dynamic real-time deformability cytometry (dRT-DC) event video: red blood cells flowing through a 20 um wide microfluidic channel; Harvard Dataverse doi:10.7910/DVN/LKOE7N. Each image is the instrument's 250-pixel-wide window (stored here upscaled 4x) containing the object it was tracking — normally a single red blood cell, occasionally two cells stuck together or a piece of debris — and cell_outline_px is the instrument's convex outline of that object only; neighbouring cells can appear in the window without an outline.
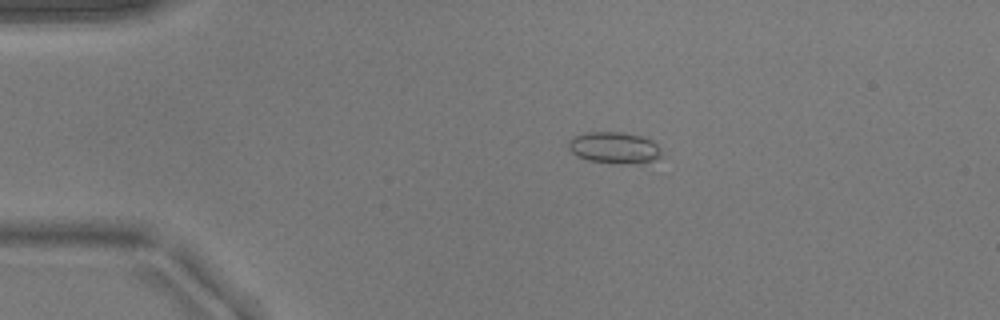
{"species": "common noctule bat (a hibernating species)", "species_latin": "Nyctalus noctula", "temperature_condition": "warm", "stored_images_in_passage": 42, "camera_frame_rate_fps": 3000, "um_per_image_px": 0.085, "animal": {"sex": "male", "body_mass_g": 17.9}, "frame": {"image": 1, "passage_image": 1, "time_ms": 0.0, "image_size_px": [1000, 320], "cell_outline_px": [[660, 156], [656, 160], [640, 164], [612, 164], [588, 160], [576, 156], [568, 148], [568, 140], [572, 136], [588, 132], [624, 132], [640, 136], [652, 140], [660, 148]], "centroid_in_image_um": [52.2, 12.57], "position_along_channel_um": 32.8, "area_um2": 17.46}}
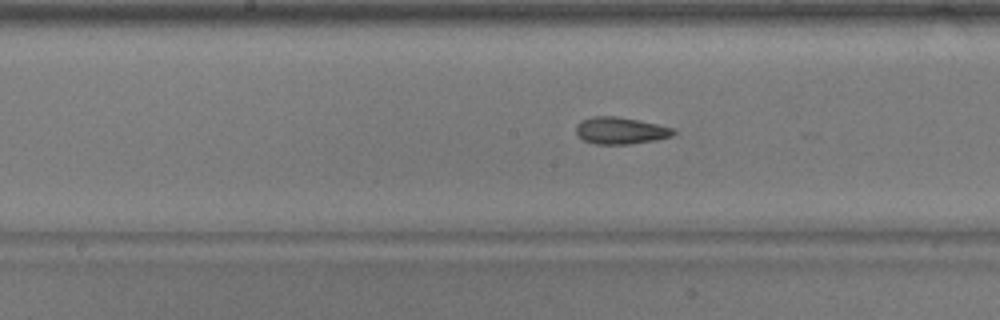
{"frame": {"image": 2, "passage_image": 17, "time_ms": 5.333, "image_size_px": [1000, 320], "cell_outline_px": [[676, 132], [672, 136], [656, 140], [628, 144], [596, 144], [584, 140], [576, 132], [576, 124], [580, 120], [592, 116], [616, 116], [640, 120], [672, 128]], "centroid_in_image_um": [52.72, 11.09], "position_along_channel_um": 195.5, "area_um2": 15.26}}
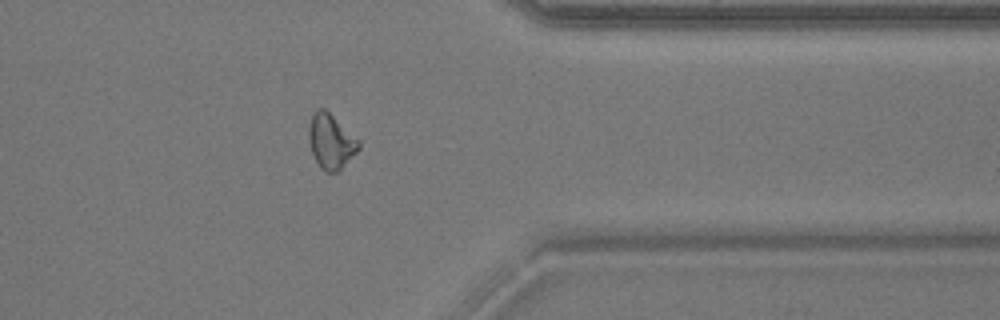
{"frame": {"image": 3, "passage_image": 32, "time_ms": 10.333, "image_size_px": [1000, 320], "cell_outline_px": [[360, 148], [336, 172], [328, 172], [320, 168], [312, 152], [308, 140], [308, 128], [312, 116], [316, 108], [324, 108], [360, 140]], "centroid_in_image_um": [28.11, 11.99], "position_along_channel_um": 383.3, "area_um2": 15.72}}